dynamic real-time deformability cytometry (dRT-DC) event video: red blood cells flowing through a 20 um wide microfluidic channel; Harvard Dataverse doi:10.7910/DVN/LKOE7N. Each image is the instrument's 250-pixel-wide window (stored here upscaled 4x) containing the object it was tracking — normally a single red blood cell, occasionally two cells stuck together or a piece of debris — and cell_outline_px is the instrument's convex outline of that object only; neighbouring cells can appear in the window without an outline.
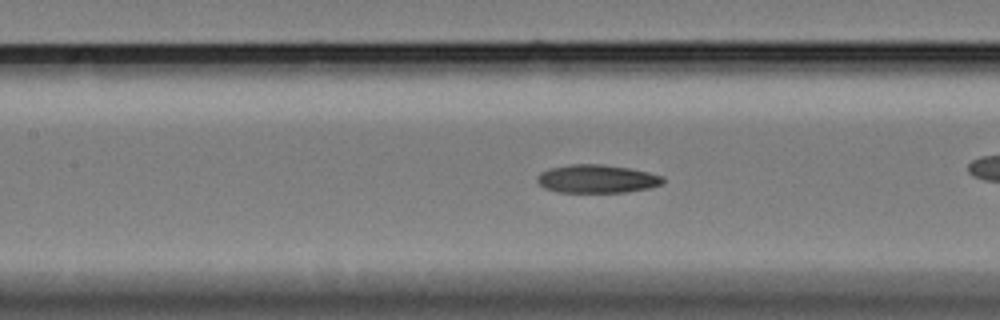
{"species": "Egyptian fruit bat (a non-hibernating species)", "species_latin": "Rousettus aegyptiacus", "temperature_condition": "cold", "stored_images_in_passage": 59, "camera_frame_rate_fps": 3000, "um_per_image_px": 0.085, "animal": {"sex": "female"}, "frame": {"image": 1, "passage_image": 26, "time_ms": 8.333, "image_size_px": [1000, 320], "cell_outline_px": [[664, 180], [660, 184], [652, 188], [628, 192], [556, 192], [544, 188], [536, 180], [536, 176], [540, 172], [548, 168], [572, 164], [600, 164], [628, 168], [648, 172], [664, 176]], "centroid_in_image_um": [50.72, 15.2], "position_along_channel_um": 156.7, "area_um2": 20.87}, "authors_computed_cell_mechanics": {"area_um2": 20.808, "velocity_mm_per_s": 3.374, "shape_relaxation_time_tau1_ms": null, "shape_relaxation_time_tau2_ms": 9.4315, "deformation_change_tau1": null, "deformation_change_tau2": 0.1591}}